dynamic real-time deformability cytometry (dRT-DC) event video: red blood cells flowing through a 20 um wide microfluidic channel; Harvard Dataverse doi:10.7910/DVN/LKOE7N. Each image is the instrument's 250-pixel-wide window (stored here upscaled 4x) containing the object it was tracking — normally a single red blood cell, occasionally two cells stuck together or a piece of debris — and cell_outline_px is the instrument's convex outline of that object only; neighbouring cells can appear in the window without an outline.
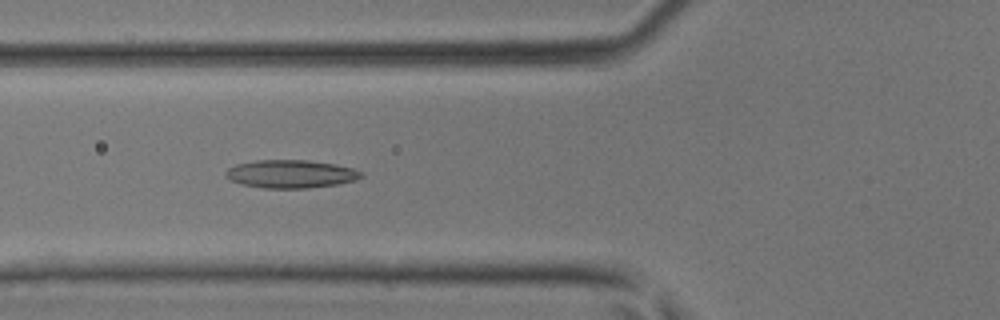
{"species": "common noctule bat (a hibernating species)", "species_latin": "Nyctalus noctula", "temperature_condition": "room temperature", "stored_images_in_passage": 47, "camera_frame_rate_fps": 3000, "um_per_image_px": 0.085, "animal": {"sex": "male", "body_mass_g": 17.9, "forearm_length_mm": 54.2}, "frame": {"image": 1, "passage_image": 18, "time_ms": 5.667, "image_size_px": [1000, 320], "cell_outline_px": [[364, 176], [356, 180], [336, 184], [308, 188], [264, 188], [240, 184], [224, 176], [224, 172], [228, 168], [236, 164], [256, 160], [308, 160], [336, 164], [352, 168], [364, 172]], "centroid_in_image_um": [24.72, 14.78], "position_along_channel_um": 101.1, "area_um2": 22.31}}
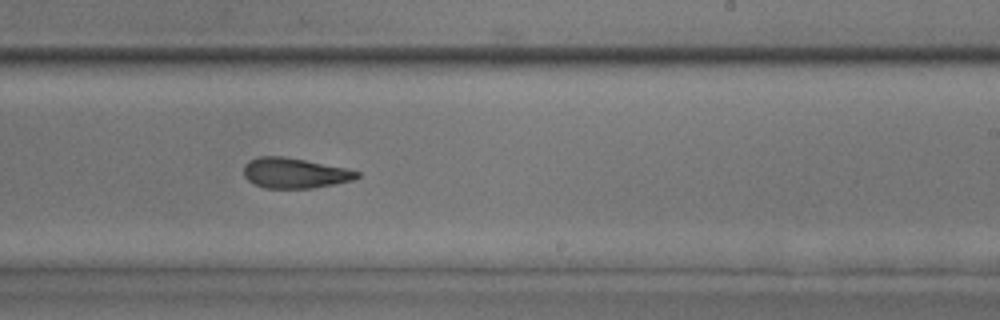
{"frame": {"image": 2, "passage_image": 29, "time_ms": 9.333, "image_size_px": [1000, 320], "cell_outline_px": [[360, 176], [352, 180], [312, 188], [264, 188], [248, 180], [244, 176], [244, 164], [248, 160], [256, 156], [284, 156], [348, 168], [360, 172]], "centroid_in_image_um": [25.03, 14.69], "position_along_channel_um": 264.0, "area_um2": 20.06}}
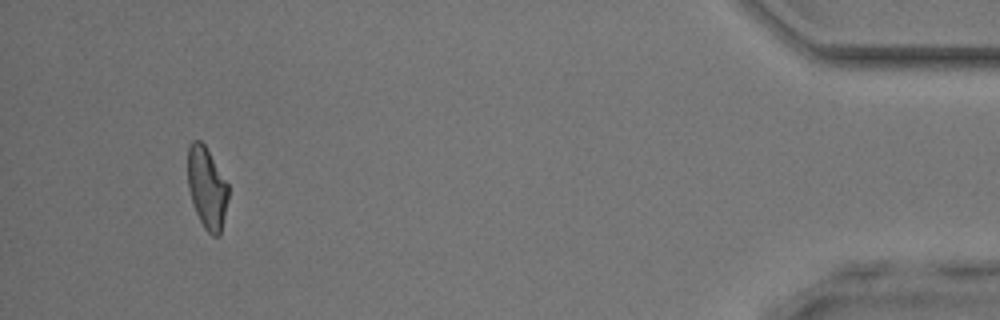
{"frame": {"image": 3, "passage_image": 44, "time_ms": 14.333, "image_size_px": [1000, 320], "cell_outline_px": [[228, 196], [220, 236], [212, 236], [204, 228], [196, 212], [188, 188], [188, 148], [192, 140], [200, 140], [204, 144], [228, 184]], "centroid_in_image_um": [17.58, 15.97], "position_along_channel_um": 417.6, "area_um2": 19.02}}